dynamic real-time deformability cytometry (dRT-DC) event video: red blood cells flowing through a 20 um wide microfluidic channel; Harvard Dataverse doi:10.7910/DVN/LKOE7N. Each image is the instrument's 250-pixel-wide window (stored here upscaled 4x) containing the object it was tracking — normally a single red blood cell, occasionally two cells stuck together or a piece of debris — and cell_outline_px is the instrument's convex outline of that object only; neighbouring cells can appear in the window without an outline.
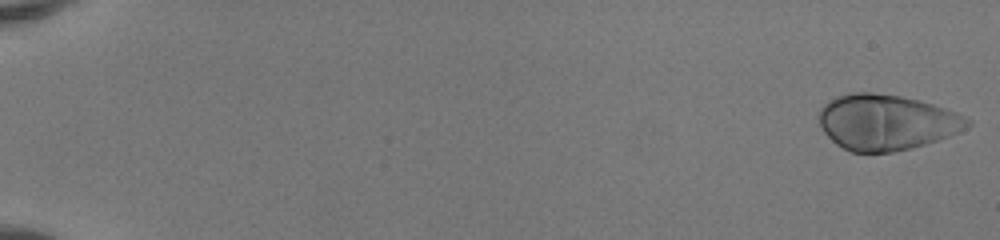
{"species": "human", "species_latin": "Homo sapiens", "temperature_condition": "room temperature", "stored_images_in_passage": 51, "camera_frame_rate_fps": 3000, "um_per_image_px": 0.085, "donor": {"sex": "female"}, "frame": {"image": 1, "passage_image": 1, "time_ms": 0.0, "image_size_px": [1000, 240], "cell_outline_px": [[972, 124], [940, 140], [912, 148], [892, 152], [852, 152], [836, 144], [824, 132], [820, 124], [820, 108], [828, 100], [836, 96], [848, 92], [872, 92], [900, 96], [920, 100], [956, 112], [972, 120]], "centroid_in_image_um": [75.34, 10.38], "position_along_channel_um": 9.7, "area_um2": 48.09}}
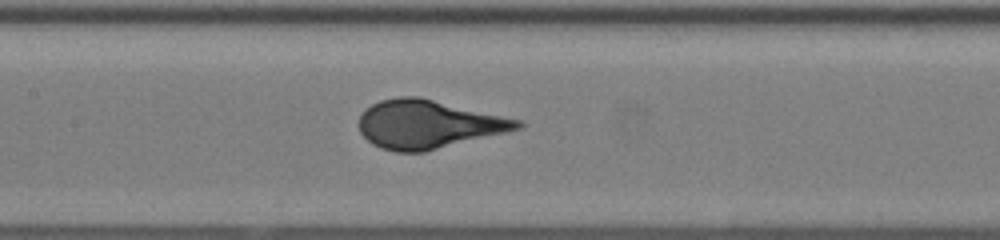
{"frame": {"image": 2, "passage_image": 27, "time_ms": 8.667, "image_size_px": [1000, 240], "cell_outline_px": [[524, 128], [424, 152], [396, 152], [380, 148], [372, 144], [360, 132], [360, 116], [372, 104], [380, 100], [400, 96], [420, 96], [524, 120]], "centroid_in_image_um": [36.46, 10.56], "position_along_channel_um": 170.9, "area_um2": 45.03}}
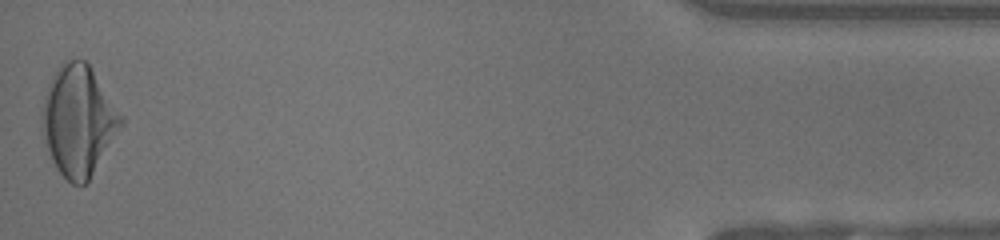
{"frame": {"image": 3, "passage_image": 51, "time_ms": 16.667, "image_size_px": [1000, 240], "cell_outline_px": [[124, 124], [88, 184], [72, 184], [56, 168], [52, 160], [40, 132], [40, 116], [44, 96], [48, 84], [52, 76], [60, 64], [64, 60], [84, 60], [92, 68], [124, 116]], "centroid_in_image_um": [6.67, 10.27], "position_along_channel_um": 428.5, "area_um2": 51.62}}